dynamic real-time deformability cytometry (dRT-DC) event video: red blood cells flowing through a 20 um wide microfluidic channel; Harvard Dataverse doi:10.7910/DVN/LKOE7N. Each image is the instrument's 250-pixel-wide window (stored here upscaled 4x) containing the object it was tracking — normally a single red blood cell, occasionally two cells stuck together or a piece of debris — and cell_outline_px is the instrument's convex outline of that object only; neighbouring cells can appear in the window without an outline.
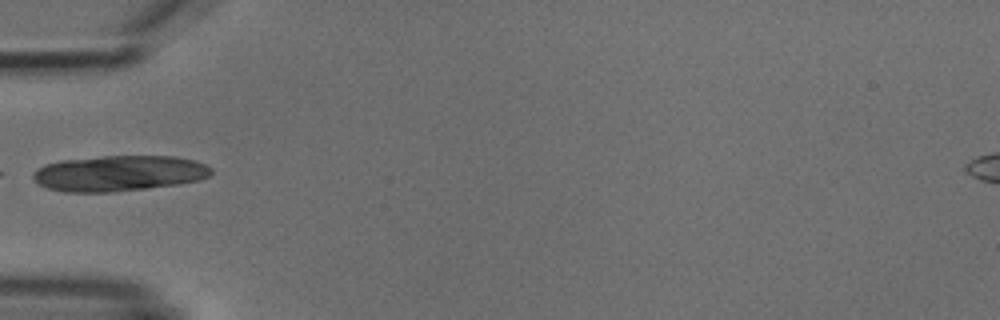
{"species": "common noctule bat (a hibernating species)", "species_latin": "Nyctalus noctula", "temperature_condition": "cold", "stored_images_in_passage": 3, "camera_frame_rate_fps": 3000, "um_per_image_px": 0.085, "animal": {"sex": "male", "body_mass_g": 18.8}, "frame": {"image": 1, "passage_image": 1, "time_ms": 0.0, "image_size_px": [1000, 320], "cell_outline_px": [[212, 172], [208, 176], [200, 180], [180, 184], [112, 192], [64, 192], [48, 188], [40, 184], [32, 176], [32, 172], [36, 168], [44, 164], [60, 160], [104, 156], [176, 156], [196, 160], [212, 168]], "centroid_in_image_um": [10.11, 14.72], "position_along_channel_um": 74.9, "area_um2": 37.28}}
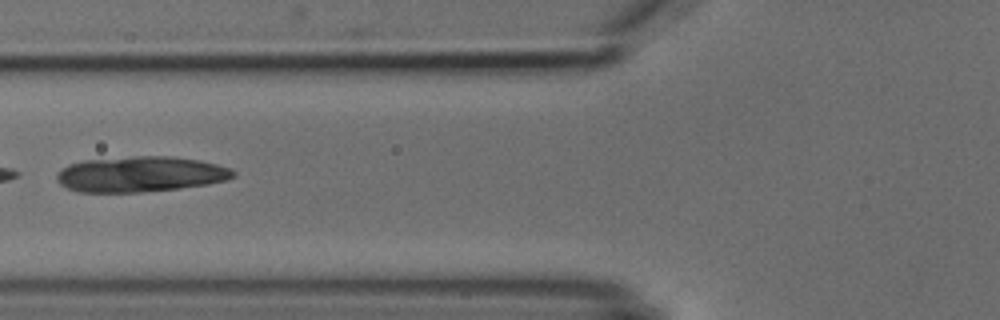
{"frame": {"image": 2, "passage_image": 2, "time_ms": 1.0, "image_size_px": [1000, 320], "cell_outline_px": [[236, 176], [228, 180], [208, 184], [180, 188], [140, 192], [80, 192], [68, 188], [60, 184], [56, 180], [56, 176], [68, 164], [84, 160], [136, 156], [172, 156], [200, 160], [216, 164], [228, 168], [236, 172]], "centroid_in_image_um": [11.96, 14.8], "position_along_channel_um": 113.8, "area_um2": 36.53}}
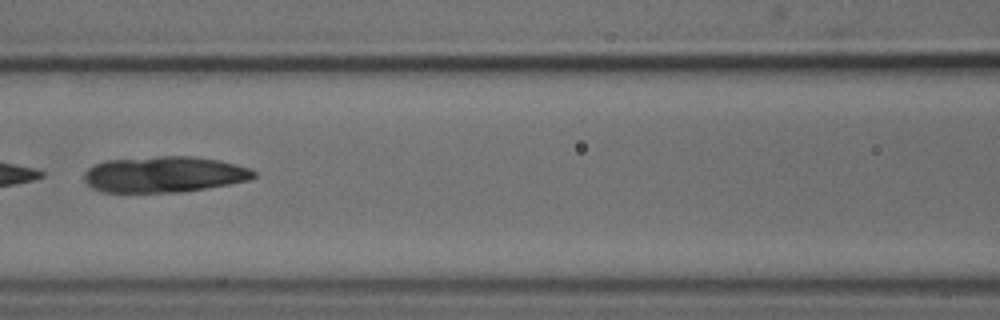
{"frame": {"image": 3, "passage_image": 3, "time_ms": 2.0, "image_size_px": [1000, 320], "cell_outline_px": [[256, 176], [248, 180], [228, 184], [180, 192], [100, 192], [92, 188], [84, 180], [84, 172], [88, 168], [104, 160], [156, 156], [192, 156], [220, 160], [252, 168], [256, 172]], "centroid_in_image_um": [13.94, 14.81], "position_along_channel_um": 152.7, "area_um2": 35.78}}